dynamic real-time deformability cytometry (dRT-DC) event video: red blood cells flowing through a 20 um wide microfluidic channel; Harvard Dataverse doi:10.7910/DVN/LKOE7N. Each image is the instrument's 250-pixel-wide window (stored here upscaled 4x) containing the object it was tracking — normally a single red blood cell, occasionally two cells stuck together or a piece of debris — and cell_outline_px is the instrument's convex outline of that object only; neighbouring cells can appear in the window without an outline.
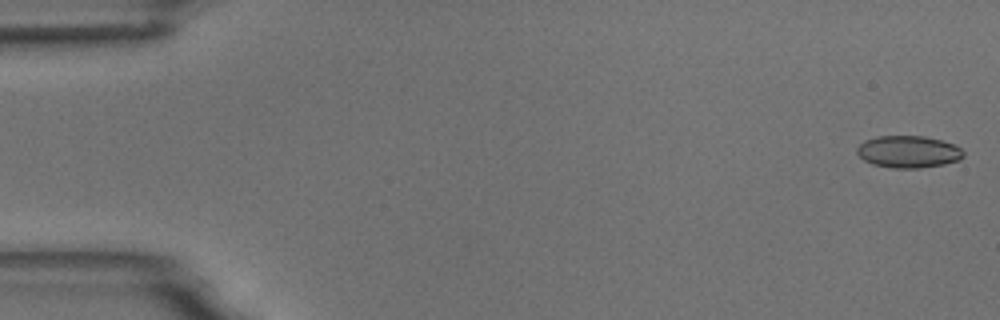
{"species": "common noctule bat (a hibernating species)", "species_latin": "Nyctalus noctula", "temperature_condition": "room temperature", "stored_images_in_passage": 5, "camera_frame_rate_fps": 3000, "um_per_image_px": 0.085, "animal": {"sex": "male", "body_mass_g": 18.8}, "frame": {"image": 1, "passage_image": 1, "time_ms": 0.0, "image_size_px": [1000, 320], "cell_outline_px": [[964, 156], [960, 160], [944, 164], [920, 168], [892, 168], [872, 164], [864, 160], [856, 152], [856, 148], [864, 140], [876, 136], [924, 136], [940, 140], [952, 144], [960, 148], [964, 152]], "centroid_in_image_um": [77.19, 12.9], "position_along_channel_um": 7.8, "area_um2": 19.94}}
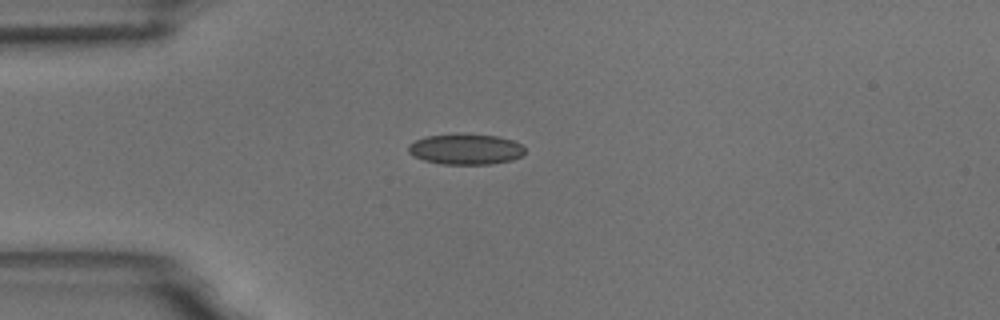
{"frame": {"image": 2, "passage_image": 5, "time_ms": 4.333, "image_size_px": [1000, 320], "cell_outline_px": [[524, 152], [520, 156], [512, 160], [492, 164], [440, 164], [424, 160], [412, 156], [408, 152], [408, 144], [416, 140], [428, 136], [456, 132], [464, 132], [496, 136], [512, 140], [520, 144], [524, 148]], "centroid_in_image_um": [39.54, 12.66], "position_along_channel_um": 45.5, "area_um2": 21.21}}